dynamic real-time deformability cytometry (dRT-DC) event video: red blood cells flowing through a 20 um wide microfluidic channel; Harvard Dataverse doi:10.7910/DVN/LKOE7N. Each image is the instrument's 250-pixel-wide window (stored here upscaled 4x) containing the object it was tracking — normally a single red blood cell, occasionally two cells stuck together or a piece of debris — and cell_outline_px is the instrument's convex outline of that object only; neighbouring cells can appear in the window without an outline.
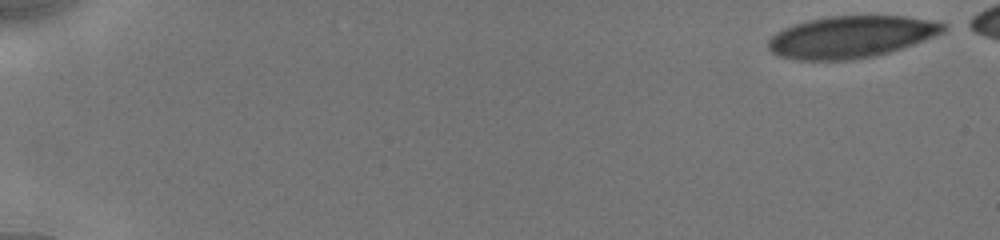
{"species": "human", "species_latin": "Homo sapiens", "temperature_condition": "cold", "stored_images_in_passage": 5, "camera_frame_rate_fps": 3000, "um_per_image_px": 0.085, "donor": {"sex": "male"}, "frame": {"image": 1, "passage_image": 1, "time_ms": 0.0, "image_size_px": [1000, 240], "cell_outline_px": [[948, 28], [944, 32], [924, 40], [888, 52], [872, 56], [852, 60], [796, 60], [780, 56], [772, 52], [768, 48], [768, 40], [776, 32], [784, 28], [808, 20], [828, 16], [904, 16], [932, 20], [948, 24]], "centroid_in_image_um": [72.35, 3.13], "position_along_channel_um": 12.7, "area_um2": 42.66}}